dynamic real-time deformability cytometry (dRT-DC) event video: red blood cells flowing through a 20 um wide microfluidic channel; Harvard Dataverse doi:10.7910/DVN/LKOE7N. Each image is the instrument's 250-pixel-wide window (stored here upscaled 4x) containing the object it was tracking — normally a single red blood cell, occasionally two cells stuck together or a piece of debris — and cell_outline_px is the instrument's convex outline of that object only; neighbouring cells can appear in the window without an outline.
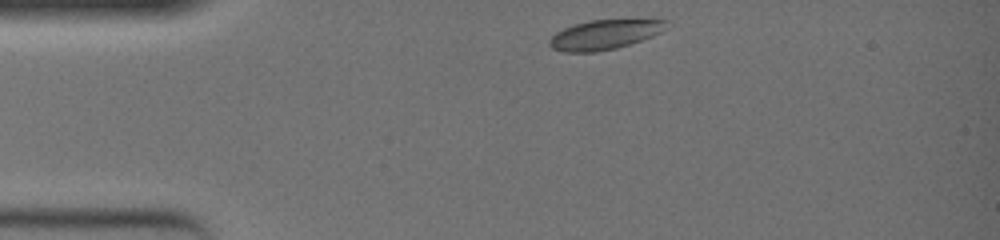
{"species": "common noctule bat (a hibernating species)", "species_latin": "Nyctalus noctula", "temperature_condition": "warm", "stored_images_in_passage": 36, "camera_frame_rate_fps": 3000, "um_per_image_px": 0.085, "animal": {"sex": "female", "body_mass_g": 19.0, "forearm_length_mm": 51.5}, "frame": {"image": 1, "passage_image": 1, "time_ms": 0.0, "image_size_px": [1000, 240], "cell_outline_px": [[668, 28], [652, 36], [616, 48], [596, 52], [564, 52], [552, 48], [548, 44], [548, 40], [556, 32], [564, 28], [588, 20], [668, 20]], "centroid_in_image_um": [51.36, 2.95], "position_along_channel_um": 33.6, "area_um2": 20.0}}
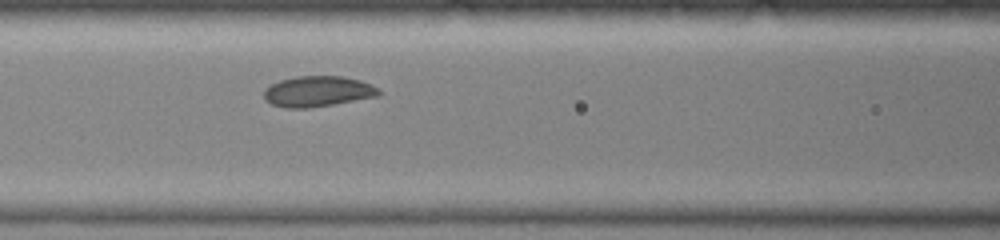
{"frame": {"image": 2, "passage_image": 13, "time_ms": 4.0, "image_size_px": [1000, 240], "cell_outline_px": [[380, 96], [308, 108], [284, 108], [272, 104], [264, 100], [264, 88], [280, 80], [296, 76], [344, 76], [360, 80], [376, 88], [380, 92]], "centroid_in_image_um": [26.97, 7.77], "position_along_channel_um": 139.6, "area_um2": 20.46}}
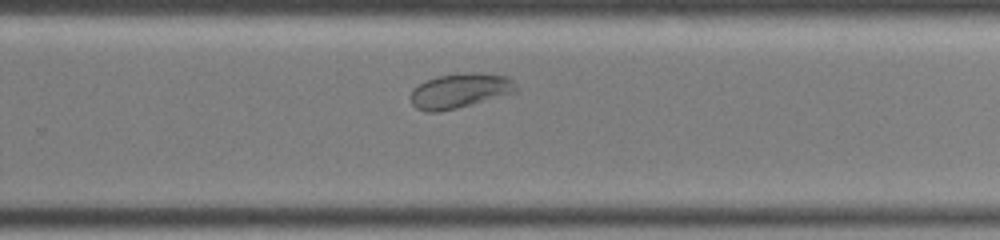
{"frame": {"image": 3, "passage_image": 25, "time_ms": 8.0, "image_size_px": [1000, 240], "cell_outline_px": [[516, 88], [512, 92], [456, 108], [436, 112], [428, 112], [416, 108], [412, 104], [412, 92], [420, 84], [428, 80], [440, 76], [472, 72], [476, 72], [508, 76], [512, 80]], "centroid_in_image_um": [39.07, 7.71], "position_along_channel_um": 290.7, "area_um2": 20.46}}